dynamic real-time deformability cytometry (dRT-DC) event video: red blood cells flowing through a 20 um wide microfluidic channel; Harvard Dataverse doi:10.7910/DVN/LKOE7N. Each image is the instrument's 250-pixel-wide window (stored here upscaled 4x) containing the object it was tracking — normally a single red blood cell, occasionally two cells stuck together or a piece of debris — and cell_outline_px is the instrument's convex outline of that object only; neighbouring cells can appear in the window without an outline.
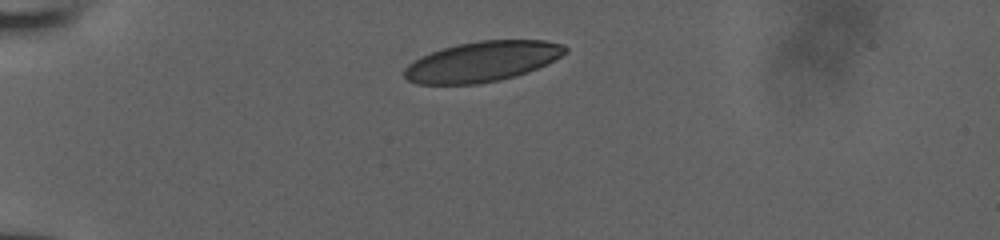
{"species": "human", "species_latin": "Homo sapiens", "temperature_condition": "room temperature", "stored_images_in_passage": 31, "camera_frame_rate_fps": 3000, "um_per_image_px": 0.085, "donor": {"sex": "male"}, "frame": {"image": 1, "passage_image": 1, "time_ms": 0.0, "image_size_px": [1000, 240], "cell_outline_px": [[568, 52], [536, 68], [512, 76], [496, 80], [476, 84], [416, 84], [408, 80], [404, 76], [404, 68], [408, 64], [420, 56], [456, 44], [480, 40], [544, 40], [564, 44], [568, 48]], "centroid_in_image_um": [40.95, 5.21], "position_along_channel_um": 44.0, "area_um2": 37.34}}
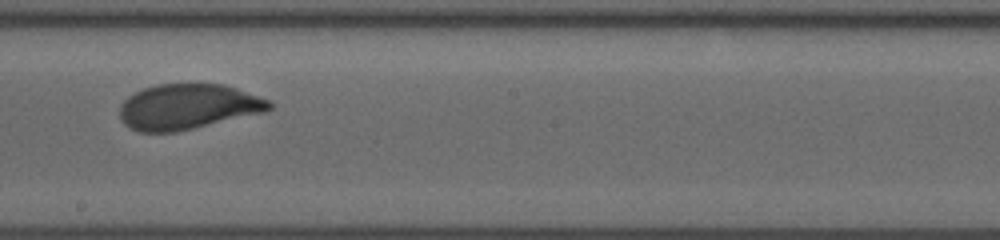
{"frame": {"image": 2, "passage_image": 18, "time_ms": 5.667, "image_size_px": [1000, 240], "cell_outline_px": [[272, 108], [264, 112], [176, 132], [140, 132], [128, 128], [120, 120], [120, 104], [128, 96], [144, 88], [156, 84], [224, 84], [272, 100]], "centroid_in_image_um": [15.96, 9.07], "position_along_channel_um": 232.2, "area_um2": 39.65}}
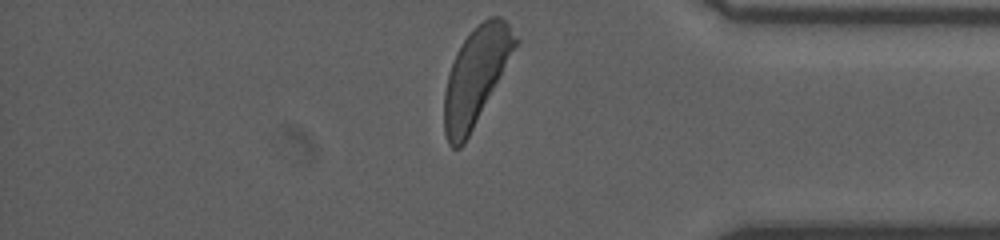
{"frame": {"image": 3, "passage_image": 31, "time_ms": 10.0, "image_size_px": [1000, 240], "cell_outline_px": [[520, 40], [464, 144], [460, 148], [452, 148], [448, 144], [444, 132], [444, 92], [448, 76], [456, 52], [464, 40], [488, 16], [500, 16], [508, 24]], "centroid_in_image_um": [40.44, 6.49], "position_along_channel_um": 394.8, "area_um2": 39.25}}